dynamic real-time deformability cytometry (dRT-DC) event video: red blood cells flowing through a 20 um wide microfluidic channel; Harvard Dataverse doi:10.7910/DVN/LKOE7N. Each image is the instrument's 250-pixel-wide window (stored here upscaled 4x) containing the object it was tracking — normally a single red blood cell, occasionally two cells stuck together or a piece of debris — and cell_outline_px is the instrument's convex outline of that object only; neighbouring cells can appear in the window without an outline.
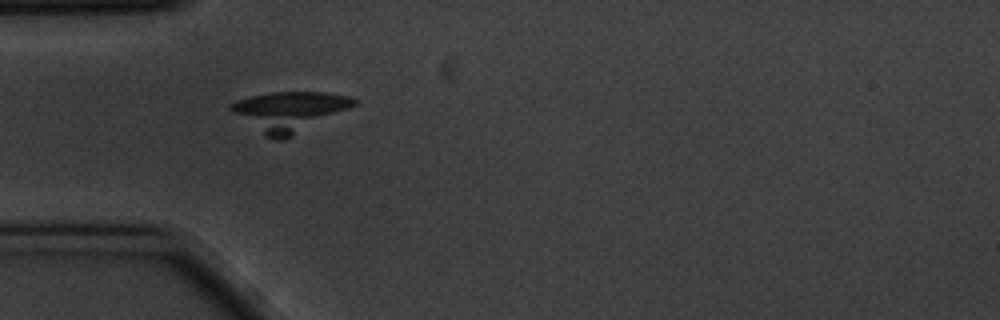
{"species": "common noctule bat (a hibernating species)", "species_latin": "Nyctalus noctula", "temperature_condition": "cold", "stored_images_in_passage": 56, "camera_frame_rate_fps": 3000, "um_per_image_px": 0.085, "animal": {"sex": "male", "body_mass_g": 20.1, "forearm_length_mm": 53.5}, "frame": {"image": 1, "passage_image": 16, "time_ms": 5.0, "image_size_px": [1000, 320], "cell_outline_px": [[356, 104], [292, 136], [280, 140], [276, 140], [268, 136], [232, 112], [228, 108], [228, 104], [236, 100], [252, 96], [272, 92], [328, 92], [352, 96], [356, 100]], "centroid_in_image_um": [24.59, 9.43], "position_along_channel_um": 60.4, "area_um2": 27.74}}
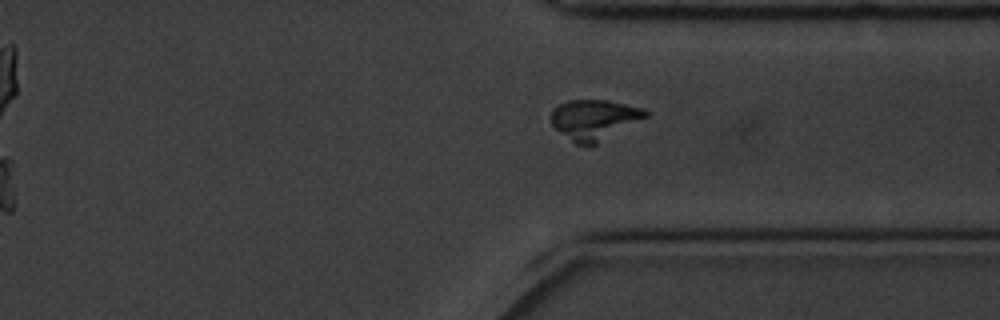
{"frame": {"image": 2, "passage_image": 42, "time_ms": 13.667, "image_size_px": [1000, 320], "cell_outline_px": [[648, 116], [596, 144], [576, 144], [556, 128], [552, 124], [552, 108], [568, 100], [604, 100], [624, 104], [640, 108], [648, 112]], "centroid_in_image_um": [50.5, 10.15], "position_along_channel_um": 360.9, "area_um2": 21.56}}
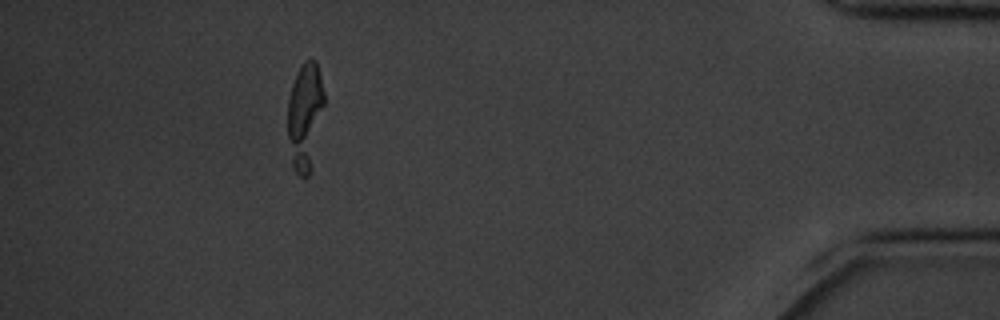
{"frame": {"image": 3, "passage_image": 51, "time_ms": 16.667, "image_size_px": [1000, 320], "cell_outline_px": [[324, 104], [308, 176], [300, 176], [292, 168], [288, 136], [288, 100], [292, 84], [296, 72], [300, 64], [304, 60], [316, 60], [324, 92]], "centroid_in_image_um": [25.9, 9.8], "position_along_channel_um": 409.3, "area_um2": 22.43}}